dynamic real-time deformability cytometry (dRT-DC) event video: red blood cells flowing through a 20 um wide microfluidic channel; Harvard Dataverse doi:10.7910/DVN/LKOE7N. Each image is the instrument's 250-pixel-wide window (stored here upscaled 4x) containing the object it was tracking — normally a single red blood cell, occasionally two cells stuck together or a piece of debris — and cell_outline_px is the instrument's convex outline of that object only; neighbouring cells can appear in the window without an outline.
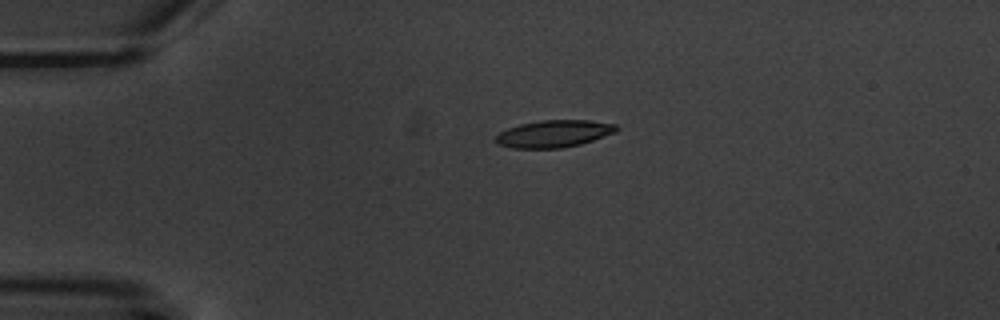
{"species": "common noctule bat (a hibernating species)", "species_latin": "Nyctalus noctula", "temperature_condition": "warm", "stored_images_in_passage": 5, "camera_frame_rate_fps": 3000, "um_per_image_px": 0.085, "animal": {"sex": "male", "body_mass_g": 20.1, "forearm_length_mm": 53.5}, "frame": {"image": 1, "passage_image": 4, "time_ms": 3.333, "image_size_px": [1000, 320], "cell_outline_px": [[620, 128], [616, 132], [580, 144], [560, 148], [512, 148], [496, 144], [496, 136], [500, 132], [508, 128], [520, 124], [540, 120], [588, 120], [616, 124]], "centroid_in_image_um": [47.08, 11.36], "position_along_channel_um": 37.9, "area_um2": 19.07}}